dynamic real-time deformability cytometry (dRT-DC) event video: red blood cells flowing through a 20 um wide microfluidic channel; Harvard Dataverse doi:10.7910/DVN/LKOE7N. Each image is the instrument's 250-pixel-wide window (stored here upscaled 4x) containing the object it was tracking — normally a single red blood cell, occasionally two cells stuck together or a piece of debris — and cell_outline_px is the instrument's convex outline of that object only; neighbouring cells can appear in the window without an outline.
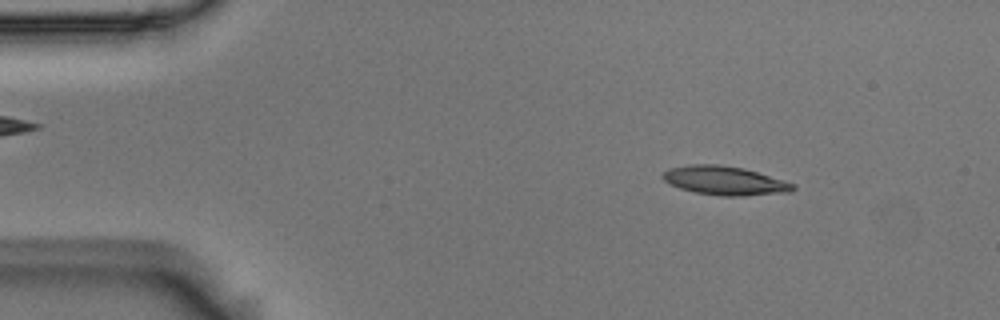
{"species": "Egyptian fruit bat (a non-hibernating species)", "species_latin": "Rousettus aegyptiacus", "temperature_condition": "room temperature", "stored_images_in_passage": 48, "camera_frame_rate_fps": 3000, "um_per_image_px": 0.085, "animal": {"sex": "male"}, "frame": {"image": 1, "passage_image": 1, "time_ms": 0.0, "image_size_px": [1000, 320], "cell_outline_px": [[796, 188], [792, 192], [744, 196], [720, 196], [696, 192], [680, 188], [668, 184], [660, 176], [668, 168], [688, 164], [720, 164], [744, 168], [784, 180], [796, 184]], "centroid_in_image_um": [61.61, 15.35], "position_along_channel_um": 23.4, "area_um2": 22.2}}
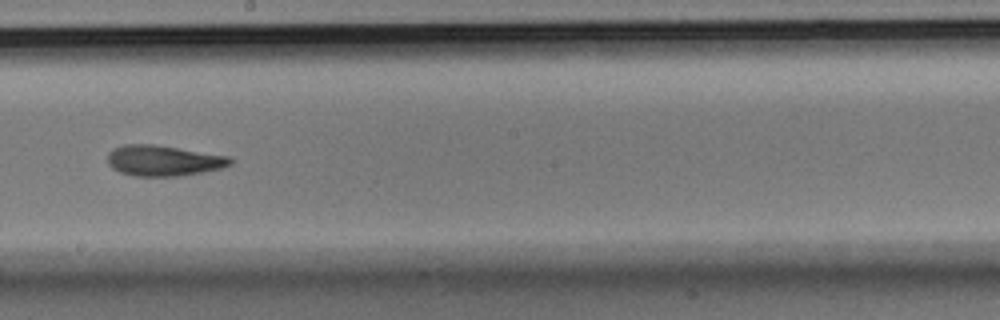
{"frame": {"image": 2, "passage_image": 24, "time_ms": 7.667, "image_size_px": [1000, 320], "cell_outline_px": [[232, 164], [220, 168], [180, 176], [136, 176], [120, 172], [112, 168], [108, 164], [108, 152], [112, 148], [124, 144], [156, 144], [232, 156]], "centroid_in_image_um": [13.89, 13.63], "position_along_channel_um": 234.3, "area_um2": 22.14}}
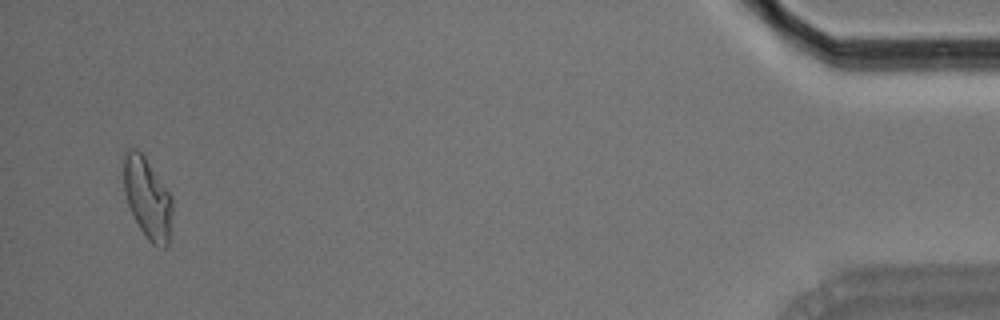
{"frame": {"image": 3, "passage_image": 46, "time_ms": 15.0, "image_size_px": [1000, 320], "cell_outline_px": [[172, 212], [168, 244], [164, 248], [152, 244], [148, 240], [140, 228], [128, 204], [124, 192], [124, 156], [128, 148], [136, 148], [144, 156], [172, 196]], "centroid_in_image_um": [12.54, 16.84], "position_along_channel_um": 422.7, "area_um2": 22.66}, "authors_computed_cell_mechanics": {"area_um2": 21.9929, "velocity_mm_per_s": 3.6822, "shape_relaxation_time_tau1_ms": 6.271, "shape_relaxation_time_tau2_ms": 7.3746, "deformation_change_tau1": 0.1945, "deformation_change_tau2": 0.18}}